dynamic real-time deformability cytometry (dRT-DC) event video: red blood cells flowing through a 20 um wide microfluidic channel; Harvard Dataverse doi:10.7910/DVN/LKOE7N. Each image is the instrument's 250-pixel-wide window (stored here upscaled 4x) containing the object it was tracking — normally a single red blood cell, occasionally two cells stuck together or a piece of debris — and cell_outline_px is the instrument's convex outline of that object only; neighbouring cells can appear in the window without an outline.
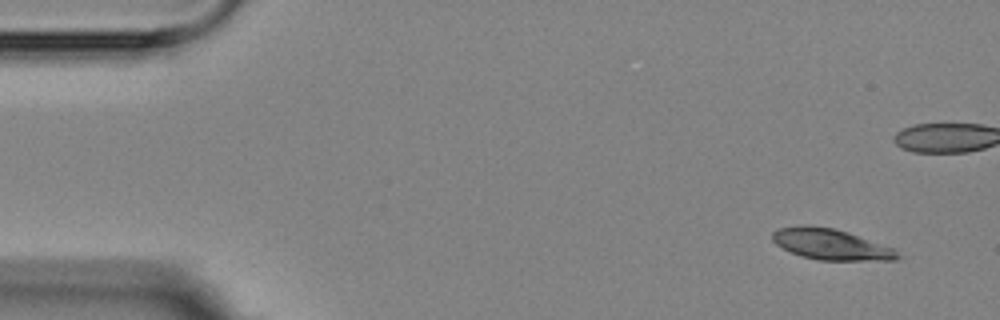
{"species": "Egyptian fruit bat (a non-hibernating species)", "species_latin": "Rousettus aegyptiacus", "temperature_condition": "room temperature", "stored_images_in_passage": 14, "camera_frame_rate_fps": 3000, "um_per_image_px": 0.085, "animal": {"sex": "female"}, "frame": {"image": 1, "passage_image": 1, "time_ms": 0.0, "image_size_px": [1000, 320], "cell_outline_px": [[904, 256], [896, 260], [820, 260], [800, 256], [776, 244], [772, 240], [772, 232], [776, 228], [800, 224], [808, 224], [832, 228], [848, 232], [892, 248]], "centroid_in_image_um": [70.59, 20.75], "position_along_channel_um": 14.4, "area_um2": 22.6}}